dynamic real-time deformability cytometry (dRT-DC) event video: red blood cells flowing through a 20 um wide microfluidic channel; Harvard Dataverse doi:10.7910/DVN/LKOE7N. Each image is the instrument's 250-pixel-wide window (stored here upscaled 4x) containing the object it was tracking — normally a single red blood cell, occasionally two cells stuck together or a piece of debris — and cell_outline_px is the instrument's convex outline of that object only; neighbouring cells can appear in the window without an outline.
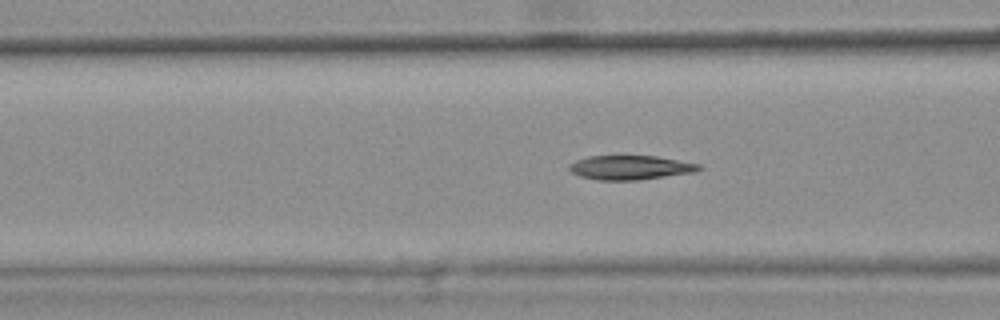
{"species": "common noctule bat (a hibernating species)", "species_latin": "Nyctalus noctula", "temperature_condition": "warm", "stored_images_in_passage": 46, "camera_frame_rate_fps": 3000, "um_per_image_px": 0.085, "animal": {"sex": "female", "body_mass_g": 25.1}, "frame": {"image": 1, "passage_image": 20, "time_ms": 6.333, "image_size_px": [1000, 320], "cell_outline_px": [[704, 168], [696, 172], [640, 180], [600, 180], [580, 176], [572, 172], [568, 168], [568, 164], [576, 160], [588, 156], [656, 156], [700, 164]], "centroid_in_image_um": [53.6, 14.24], "position_along_channel_um": 113.0, "area_um2": 18.38}, "authors_computed_cell_mechanics": {"area_um2": 18.9873, "velocity_mm_per_s": 3.7406, "shape_relaxation_time_tau1_ms": null, "shape_relaxation_time_tau2_ms": 3.7905, "deformation_change_tau1": null, "deformation_change_tau2": 0.0925}}